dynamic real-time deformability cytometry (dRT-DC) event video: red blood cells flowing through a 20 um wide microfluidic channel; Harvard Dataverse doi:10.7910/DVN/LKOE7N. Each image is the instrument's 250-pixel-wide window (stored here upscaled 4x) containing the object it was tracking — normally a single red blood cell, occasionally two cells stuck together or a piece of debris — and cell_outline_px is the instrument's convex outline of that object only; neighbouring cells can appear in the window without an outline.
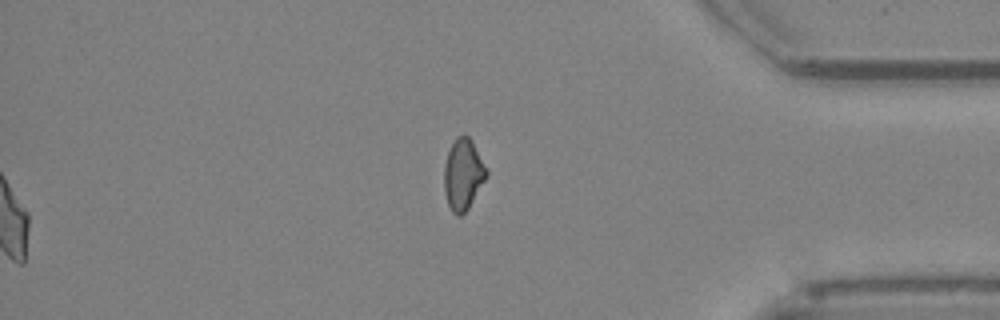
{"species": "Egyptian fruit bat (a non-hibernating species)", "species_latin": "Rousettus aegyptiacus", "temperature_condition": "cold", "stored_images_in_passage": 45, "segment_of_instrument_passage": [2, 2], "camera_frame_rate_fps": 3000, "um_per_image_px": 0.085, "animal": {"sex": "female"}, "frame": {"image": 1, "passage_image": 45, "time_ms": 14.667, "image_size_px": [1000, 320], "cell_outline_px": [[488, 172], [484, 180], [468, 208], [460, 216], [456, 216], [452, 212], [448, 204], [444, 192], [444, 164], [448, 152], [456, 136], [468, 136], [472, 140], [488, 168]], "centroid_in_image_um": [39.36, 14.81], "position_along_channel_um": 395.8, "area_um2": 17.46}}